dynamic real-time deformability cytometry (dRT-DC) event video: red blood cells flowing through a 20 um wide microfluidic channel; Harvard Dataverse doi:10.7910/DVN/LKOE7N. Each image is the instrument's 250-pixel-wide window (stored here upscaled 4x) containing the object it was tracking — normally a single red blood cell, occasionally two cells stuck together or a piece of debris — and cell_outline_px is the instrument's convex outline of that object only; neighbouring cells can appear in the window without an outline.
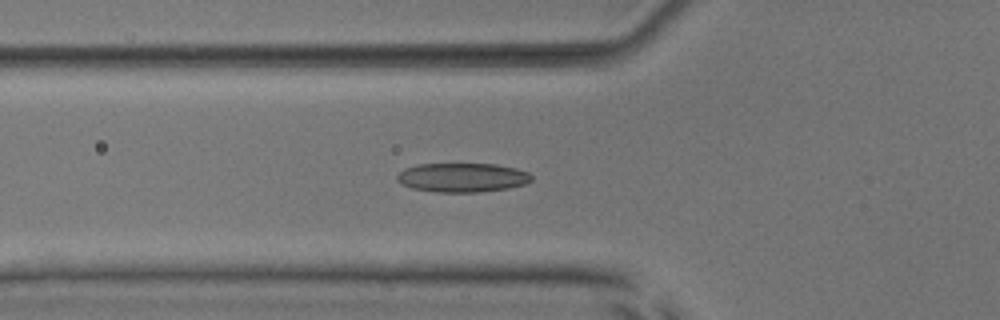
{"species": "common noctule bat (a hibernating species)", "species_latin": "Nyctalus noctula", "temperature_condition": "room temperature", "stored_images_in_passage": 43, "camera_frame_rate_fps": 3000, "um_per_image_px": 0.085, "animal": {"sex": "male", "body_mass_g": 17.9, "forearm_length_mm": 54.2}, "frame": {"image": 1, "passage_image": 10, "time_ms": 3.0, "image_size_px": [1000, 320], "cell_outline_px": [[532, 180], [524, 184], [508, 188], [480, 192], [436, 192], [412, 188], [396, 180], [396, 176], [404, 168], [420, 164], [496, 164], [516, 168], [528, 172], [532, 176]], "centroid_in_image_um": [39.31, 15.09], "position_along_channel_um": 86.5, "area_um2": 22.77}}
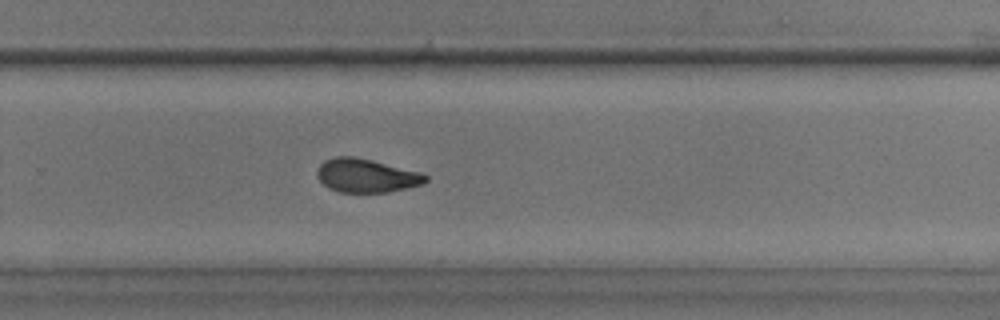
{"frame": {"image": 2, "passage_image": 26, "time_ms": 8.333, "image_size_px": [1000, 320], "cell_outline_px": [[428, 180], [424, 184], [388, 192], [340, 192], [328, 188], [316, 176], [316, 172], [320, 164], [324, 160], [336, 156], [352, 156], [372, 160], [420, 172], [428, 176]], "centroid_in_image_um": [31.13, 14.92], "position_along_channel_um": 298.7, "area_um2": 21.27}}
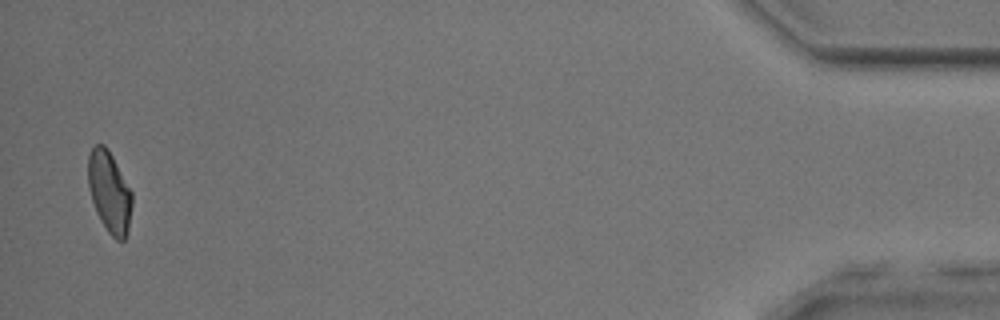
{"frame": {"image": 3, "passage_image": 42, "time_ms": 13.667, "image_size_px": [1000, 320], "cell_outline_px": [[132, 204], [128, 228], [124, 240], [116, 240], [108, 232], [100, 220], [96, 212], [88, 188], [88, 156], [92, 148], [96, 144], [104, 144], [108, 148], [132, 192]], "centroid_in_image_um": [9.29, 16.3], "position_along_channel_um": 425.9, "area_um2": 20.75}, "authors_computed_cell_mechanics": {"area_um2": 21.5016, "velocity_mm_per_s": 3.9854, "shape_relaxation_time_tau1_ms": 4.9481, "shape_relaxation_time_tau2_ms": 1.7038, "deformation_change_tau1": 0.1568, "deformation_change_tau2": 0.0737}}